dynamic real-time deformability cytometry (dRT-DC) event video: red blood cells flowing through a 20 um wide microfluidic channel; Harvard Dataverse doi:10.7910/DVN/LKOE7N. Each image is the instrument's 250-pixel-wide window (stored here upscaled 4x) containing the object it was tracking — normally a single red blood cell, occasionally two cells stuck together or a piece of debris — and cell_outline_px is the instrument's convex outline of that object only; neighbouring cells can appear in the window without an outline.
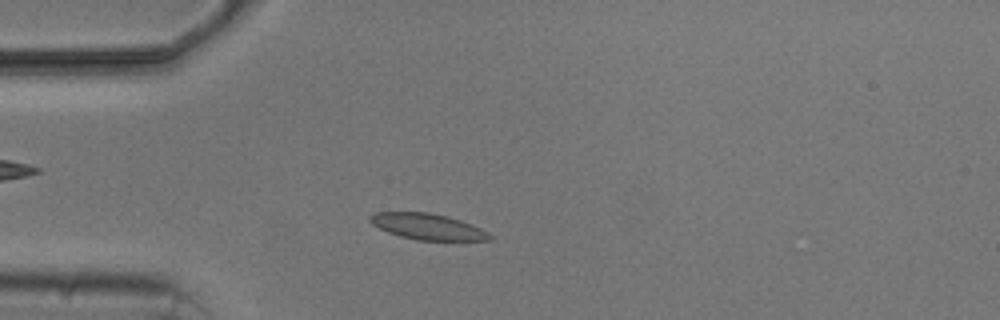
{"species": "common noctule bat (a hibernating species)", "species_latin": "Nyctalus noctula", "temperature_condition": "cold", "stored_images_in_passage": 2, "camera_frame_rate_fps": 3000, "um_per_image_px": 0.085, "animal": {"sex": "male", "body_mass_g": 20.5, "forearm_length_mm": 52.5}, "frame": {"image": 1, "passage_image": 2, "time_ms": 1.333, "image_size_px": [1000, 320], "cell_outline_px": [[492, 240], [416, 240], [400, 236], [388, 232], [372, 224], [368, 220], [368, 216], [376, 212], [428, 212], [448, 216], [472, 224], [488, 232], [492, 236]], "centroid_in_image_um": [36.33, 19.25], "position_along_channel_um": 48.7, "area_um2": 18.15}}